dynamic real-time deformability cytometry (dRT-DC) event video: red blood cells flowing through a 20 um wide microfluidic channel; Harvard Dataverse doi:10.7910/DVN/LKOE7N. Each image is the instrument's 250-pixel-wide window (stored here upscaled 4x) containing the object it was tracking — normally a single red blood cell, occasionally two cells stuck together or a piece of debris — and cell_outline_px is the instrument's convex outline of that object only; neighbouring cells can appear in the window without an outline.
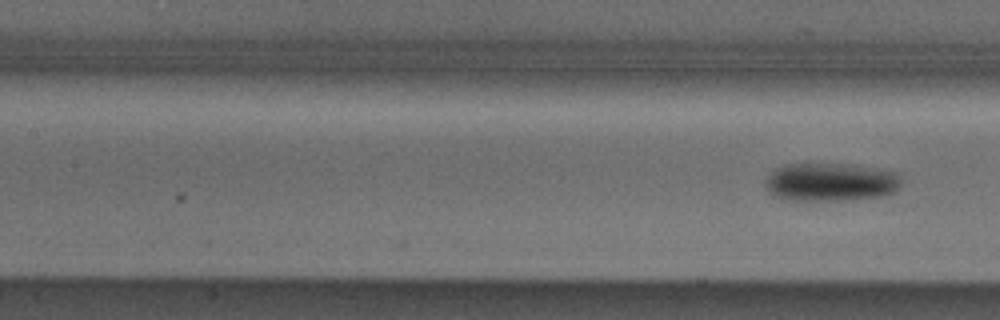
{"species": "Egyptian fruit bat (a non-hibernating species)", "species_latin": "Rousettus aegyptiacus", "temperature_condition": "cold", "stored_images_in_passage": 7, "camera_frame_rate_fps": 3000, "um_per_image_px": 0.085, "animal": {"sex": "male"}, "frame": {"image": 1, "passage_image": 7, "time_ms": 2.0, "image_size_px": [1000, 320], "cell_outline_px": [[900, 184], [892, 192], [880, 196], [836, 200], [788, 200], [776, 196], [768, 192], [764, 184], [768, 176], [776, 168], [788, 164], [848, 164], [896, 172], [900, 180]], "centroid_in_image_um": [70.54, 15.47], "position_along_channel_um": 136.9, "area_um2": 29.82}}